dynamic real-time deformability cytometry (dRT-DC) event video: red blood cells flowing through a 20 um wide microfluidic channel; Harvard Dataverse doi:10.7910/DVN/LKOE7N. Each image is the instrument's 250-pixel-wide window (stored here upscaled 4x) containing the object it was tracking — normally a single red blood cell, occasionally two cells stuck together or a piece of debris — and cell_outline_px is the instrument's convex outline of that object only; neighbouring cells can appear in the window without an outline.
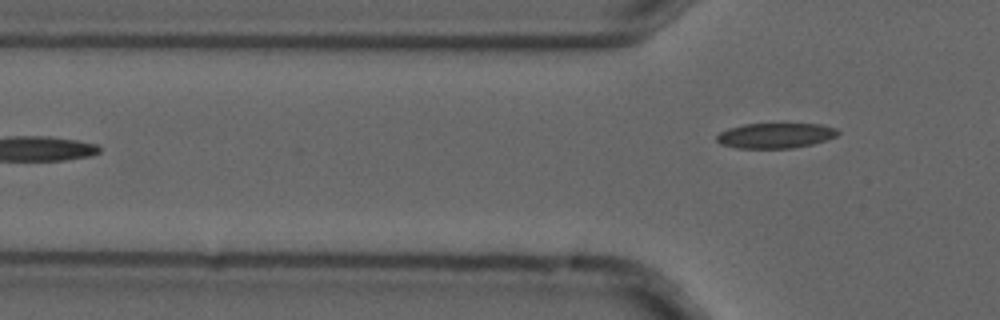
{"species": "common noctule bat (a hibernating species)", "species_latin": "Nyctalus noctula", "temperature_condition": "cold", "stored_images_in_passage": 7, "camera_frame_rate_fps": 3000, "um_per_image_px": 0.085, "animal": {"sex": "male", "forearm_length_mm": 52.5}, "frame": {"image": 1, "passage_image": 7, "time_ms": 2.0, "image_size_px": [1000, 320], "cell_outline_px": [[840, 132], [836, 136], [812, 144], [792, 148], [736, 148], [720, 144], [716, 140], [716, 136], [720, 132], [728, 128], [744, 124], [820, 124], [836, 128]], "centroid_in_image_um": [65.88, 11.52], "position_along_channel_um": 59.9, "area_um2": 17.74}}